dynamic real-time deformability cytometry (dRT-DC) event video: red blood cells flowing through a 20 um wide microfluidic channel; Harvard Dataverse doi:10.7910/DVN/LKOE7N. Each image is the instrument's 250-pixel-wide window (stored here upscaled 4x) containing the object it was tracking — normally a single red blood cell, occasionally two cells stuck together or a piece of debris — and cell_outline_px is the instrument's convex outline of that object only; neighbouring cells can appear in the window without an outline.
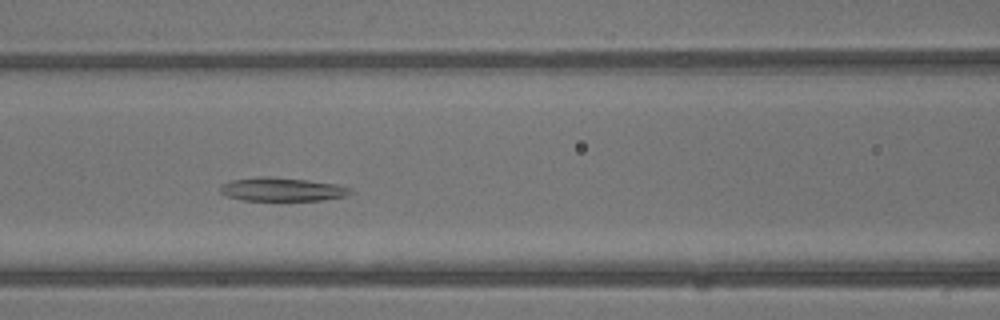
{"species": "common noctule bat (a hibernating species)", "species_latin": "Nyctalus noctula", "temperature_condition": "warm", "stored_images_in_passage": 38, "camera_frame_rate_fps": 3000, "um_per_image_px": 0.085, "animal": {"sex": "male", "body_mass_g": 13.3}, "frame": {"image": 1, "passage_image": 14, "time_ms": 4.333, "image_size_px": [1000, 320], "cell_outline_px": [[352, 192], [348, 196], [320, 200], [240, 200], [228, 196], [220, 192], [220, 184], [232, 180], [260, 176], [268, 176], [308, 180], [336, 184], [352, 188]], "centroid_in_image_um": [23.98, 16.09], "position_along_channel_um": 142.6, "area_um2": 17.92}}
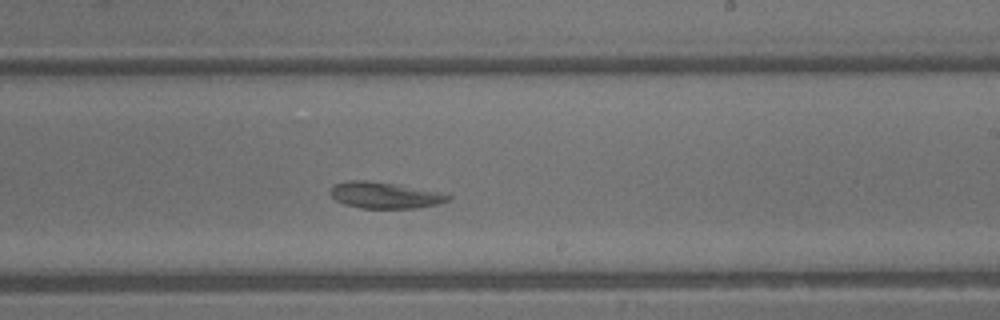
{"frame": {"image": 2, "passage_image": 21, "time_ms": 6.667, "image_size_px": [1000, 320], "cell_outline_px": [[452, 200], [436, 204], [416, 208], [360, 208], [344, 204], [336, 200], [328, 192], [332, 184], [348, 180], [368, 180], [448, 192], [452, 196]], "centroid_in_image_um": [32.74, 16.58], "position_along_channel_um": 256.3, "area_um2": 18.5}}
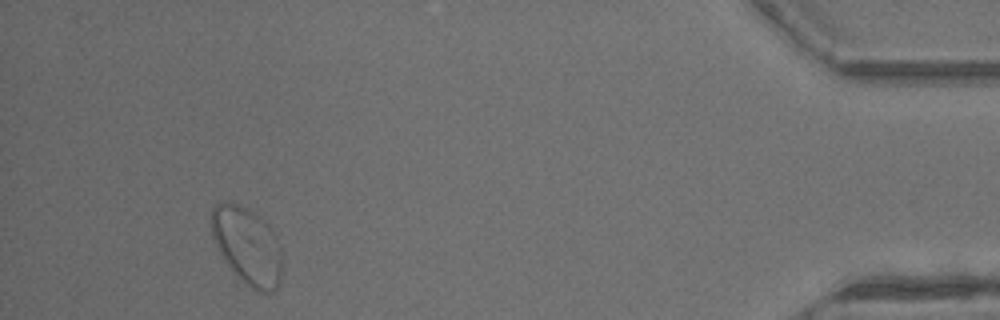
{"frame": {"image": 3, "passage_image": 35, "time_ms": 11.333, "image_size_px": [1000, 320], "cell_outline_px": [[280, 280], [276, 288], [272, 292], [260, 292], [252, 288], [240, 280], [236, 276], [224, 260], [212, 240], [208, 220], [208, 216], [212, 208], [216, 204], [236, 204], [252, 212], [264, 220], [268, 224], [276, 236], [280, 248]], "centroid_in_image_um": [20.96, 20.9], "position_along_channel_um": 414.2, "area_um2": 31.85}, "authors_computed_cell_mechanics": {"area_um2": 23.0622, "velocity_mm_per_s": 4.8921, "shape_relaxation_time_tau1_ms": null, "shape_relaxation_time_tau2_ms": 3.961, "deformation_change_tau1": null, "deformation_change_tau2": 0.0913}}